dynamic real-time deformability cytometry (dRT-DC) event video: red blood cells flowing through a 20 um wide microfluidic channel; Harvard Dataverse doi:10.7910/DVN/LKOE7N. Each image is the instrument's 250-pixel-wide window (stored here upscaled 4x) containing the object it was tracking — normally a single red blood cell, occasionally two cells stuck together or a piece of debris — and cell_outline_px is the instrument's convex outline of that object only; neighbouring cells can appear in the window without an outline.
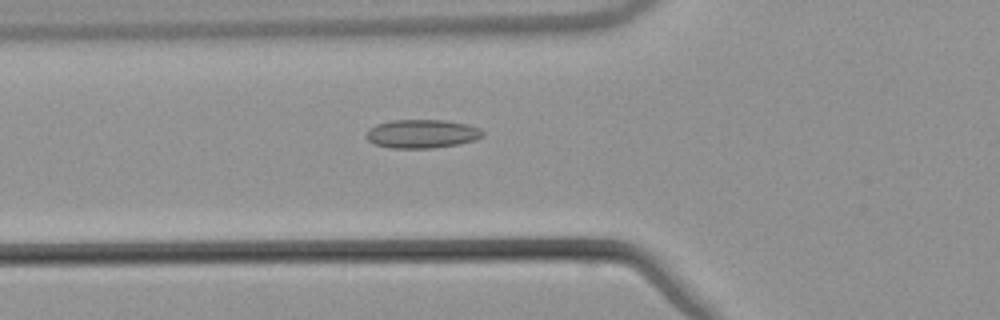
{"species": "common noctule bat (a hibernating species)", "species_latin": "Nyctalus noctula", "temperature_condition": "warm", "stored_images_in_passage": 42, "camera_frame_rate_fps": 3000, "um_per_image_px": 0.085, "animal": {"sex": "male", "body_mass_g": 21.5, "forearm_length_mm": 52.0}, "frame": {"image": 1, "passage_image": 8, "time_ms": 2.333, "image_size_px": [1000, 320], "cell_outline_px": [[484, 136], [476, 140], [456, 144], [432, 148], [392, 148], [376, 144], [368, 140], [364, 136], [364, 132], [368, 128], [376, 124], [392, 120], [444, 120], [468, 124], [480, 128], [484, 132]], "centroid_in_image_um": [35.85, 11.36], "position_along_channel_um": 90.0, "area_um2": 19.59}}
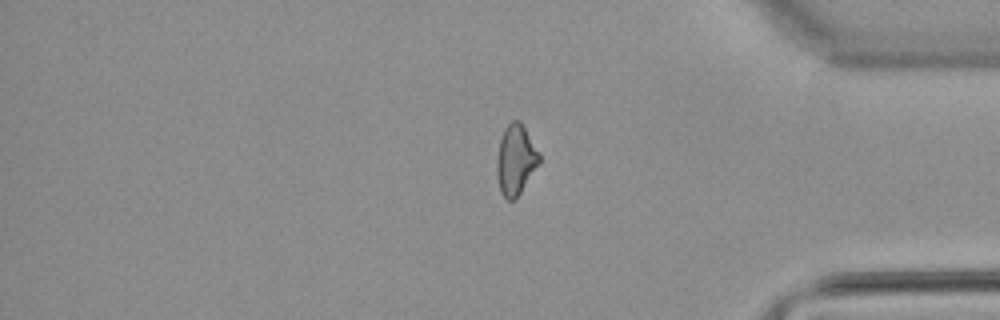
{"frame": {"image": 2, "passage_image": 33, "time_ms": 10.667, "image_size_px": [1000, 320], "cell_outline_px": [[540, 164], [520, 192], [512, 200], [508, 200], [500, 192], [496, 172], [496, 160], [500, 140], [504, 128], [512, 120], [520, 120], [540, 152]], "centroid_in_image_um": [43.84, 13.55], "position_along_channel_um": 391.4, "area_um2": 17.46}}
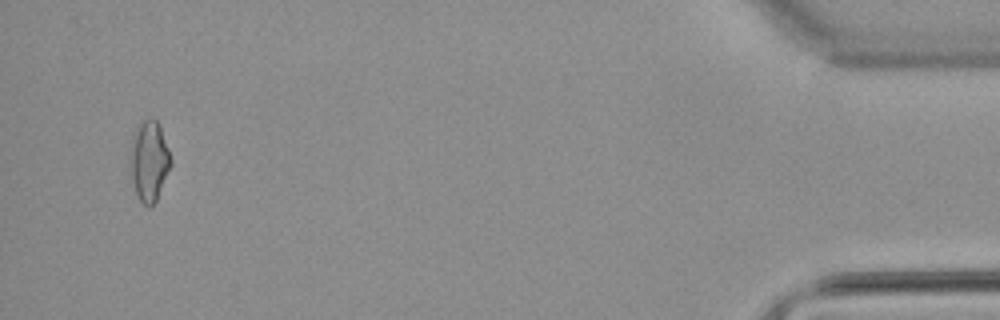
{"frame": {"image": 3, "passage_image": 40, "time_ms": 13.0, "image_size_px": [1000, 320], "cell_outline_px": [[172, 164], [156, 200], [148, 208], [140, 200], [136, 192], [132, 180], [128, 164], [128, 152], [132, 136], [140, 120], [148, 116], [152, 116], [156, 120], [160, 128], [168, 148], [172, 160]], "centroid_in_image_um": [12.63, 13.62], "position_along_channel_um": 422.6, "area_um2": 19.48}, "authors_computed_cell_mechanics": {"area_um2": 17.8313, "velocity_mm_per_s": 3.855, "shape_relaxation_time_tau1_ms": null, "shape_relaxation_time_tau2_ms": 2.8395, "deformation_change_tau1": null, "deformation_change_tau2": 0.1053}}